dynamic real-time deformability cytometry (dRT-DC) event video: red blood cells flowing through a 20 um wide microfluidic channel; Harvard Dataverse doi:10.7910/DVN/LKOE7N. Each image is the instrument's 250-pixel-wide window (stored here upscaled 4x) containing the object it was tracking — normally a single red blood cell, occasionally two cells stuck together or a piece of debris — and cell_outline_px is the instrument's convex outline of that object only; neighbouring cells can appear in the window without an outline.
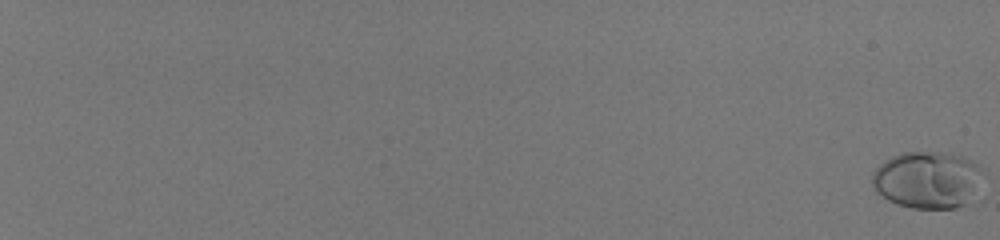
{"species": "human", "species_latin": "Homo sapiens", "temperature_condition": "room temperature", "stored_images_in_passage": 59, "camera_frame_rate_fps": 3000, "um_per_image_px": 0.085, "donor": {"sex": "male"}, "frame": {"image": 1, "passage_image": 1, "time_ms": 0.0, "image_size_px": [1000, 240], "cell_outline_px": [[980, 172], [964, 204], [956, 208], [912, 208], [896, 204], [888, 200], [876, 192], [872, 184], [872, 176], [876, 168], [884, 160], [892, 156], [904, 152], [940, 152], [960, 156], [976, 164], [980, 168]], "centroid_in_image_um": [78.69, 15.27], "position_along_channel_um": 6.3, "area_um2": 35.66}}
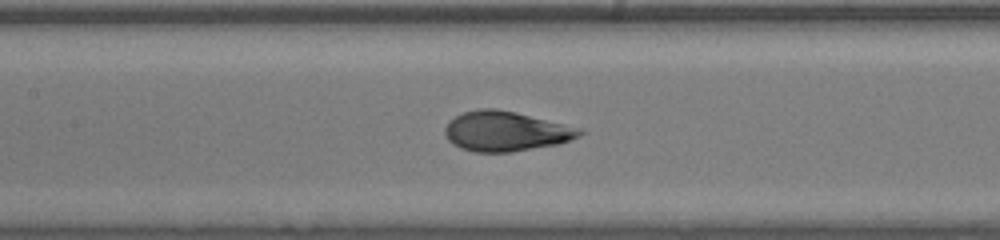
{"frame": {"image": 2, "passage_image": 36, "time_ms": 11.667, "image_size_px": [1000, 240], "cell_outline_px": [[584, 132], [580, 136], [560, 144], [512, 152], [472, 152], [460, 148], [452, 144], [448, 140], [444, 132], [444, 128], [456, 116], [464, 112], [480, 108], [496, 108], [516, 112], [584, 128]], "centroid_in_image_um": [43.03, 11.16], "position_along_channel_um": 164.4, "area_um2": 31.62}}
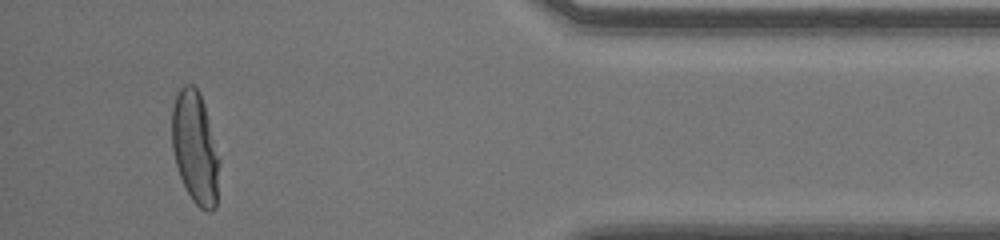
{"frame": {"image": 3, "passage_image": 57, "time_ms": 18.667, "image_size_px": [1000, 240], "cell_outline_px": [[220, 160], [216, 208], [212, 212], [208, 212], [200, 208], [192, 200], [180, 176], [176, 164], [172, 148], [172, 108], [176, 96], [180, 88], [184, 84], [192, 84], [200, 92], [204, 104]], "centroid_in_image_um": [16.6, 12.57], "position_along_channel_um": 418.6, "area_um2": 31.04}, "authors_computed_cell_mechanics": {"area_um2": 31.2698, "velocity_mm_per_s": 4.0765, "shape_relaxation_time_tau1_ms": 5.9125, "shape_relaxation_time_tau2_ms": null, "deformation_change_tau1": 0.2255, "deformation_change_tau2": null}}